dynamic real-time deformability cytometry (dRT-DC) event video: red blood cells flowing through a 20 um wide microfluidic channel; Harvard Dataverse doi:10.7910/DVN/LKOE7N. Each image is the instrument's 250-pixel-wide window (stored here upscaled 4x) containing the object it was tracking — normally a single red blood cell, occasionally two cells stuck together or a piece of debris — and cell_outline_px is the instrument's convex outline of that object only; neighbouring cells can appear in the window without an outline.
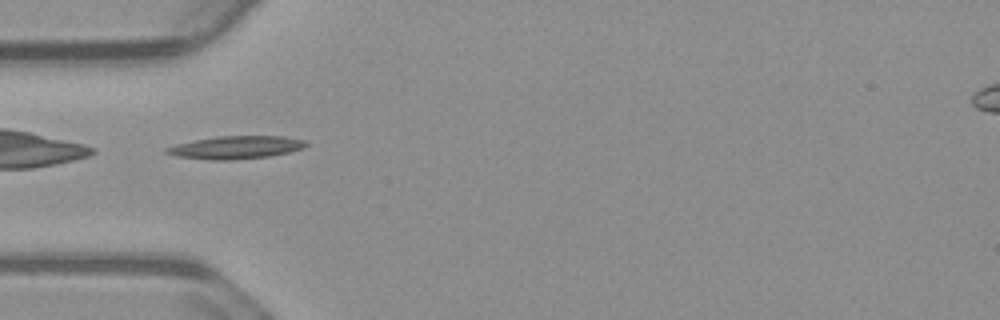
{"species": "common noctule bat (a hibernating species)", "species_latin": "Nyctalus noctula", "temperature_condition": "warm", "stored_images_in_passage": 39, "camera_frame_rate_fps": 3000, "um_per_image_px": 0.085, "animal": {"sex": "male", "body_mass_g": 23.1, "forearm_length_mm": 52.7}, "frame": {"image": 1, "passage_image": 1, "time_ms": 0.0, "image_size_px": [1000, 320], "cell_outline_px": [[308, 144], [304, 148], [288, 152], [268, 156], [232, 160], [212, 160], [176, 156], [164, 152], [164, 148], [176, 144], [216, 136], [284, 136], [308, 140]], "centroid_in_image_um": [20.07, 12.52], "position_along_channel_um": 64.9, "area_um2": 18.61}}
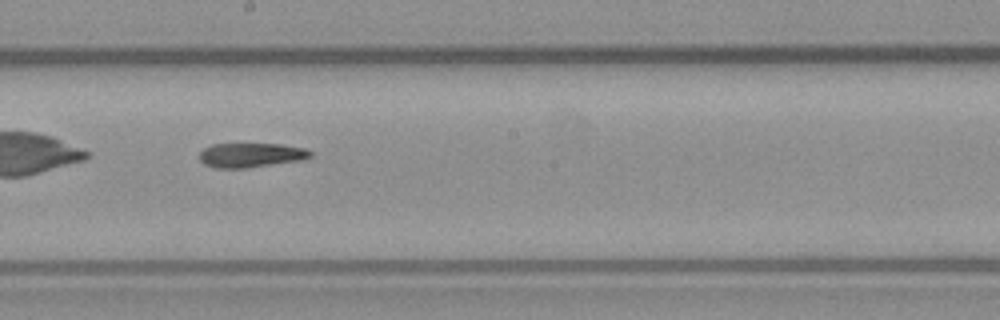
{"frame": {"image": 2, "passage_image": 14, "time_ms": 4.333, "image_size_px": [1000, 320], "cell_outline_px": [[312, 156], [304, 160], [244, 168], [216, 168], [204, 164], [200, 160], [200, 152], [204, 148], [212, 144], [280, 144], [308, 148], [312, 152]], "centroid_in_image_um": [21.37, 13.18], "position_along_channel_um": 226.8, "area_um2": 15.9}}
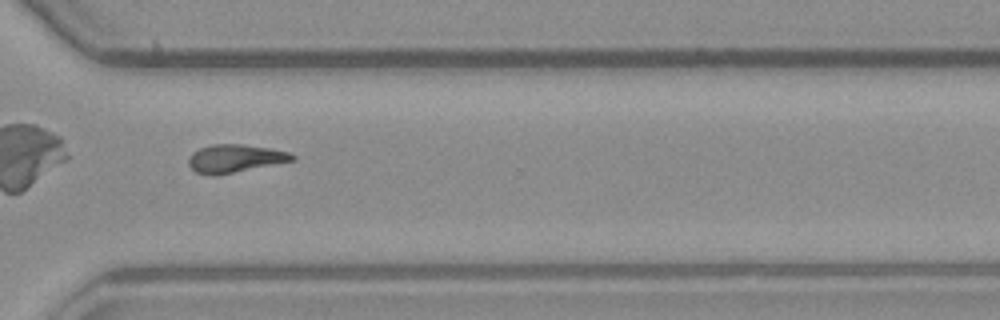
{"frame": {"image": 3, "passage_image": 24, "time_ms": 7.667, "image_size_px": [1000, 320], "cell_outline_px": [[296, 160], [216, 176], [208, 176], [196, 172], [188, 164], [188, 156], [192, 152], [200, 148], [212, 144], [240, 144], [268, 148], [288, 152], [296, 156]], "centroid_in_image_um": [19.94, 13.48], "position_along_channel_um": 350.7, "area_um2": 17.05}}